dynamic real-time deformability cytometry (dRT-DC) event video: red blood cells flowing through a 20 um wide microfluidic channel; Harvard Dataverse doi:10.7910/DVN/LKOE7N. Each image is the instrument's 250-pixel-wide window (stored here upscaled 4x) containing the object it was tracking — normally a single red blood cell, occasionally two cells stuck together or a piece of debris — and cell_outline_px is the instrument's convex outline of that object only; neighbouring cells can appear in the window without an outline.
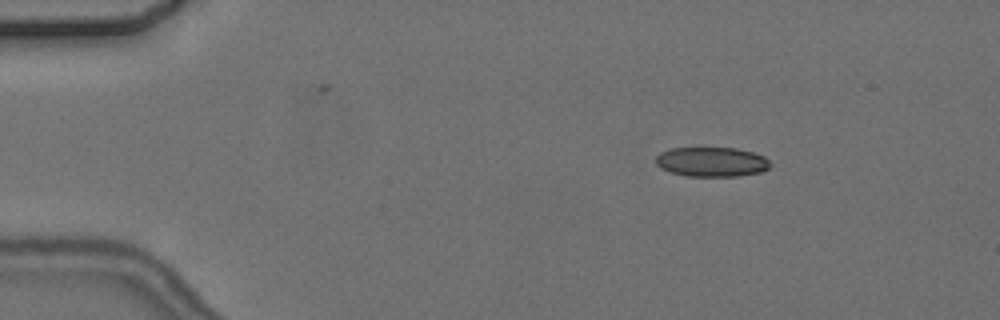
{"species": "common noctule bat (a hibernating species)", "species_latin": "Nyctalus noctula", "temperature_condition": "cold", "stored_images_in_passage": 5, "camera_frame_rate_fps": 3000, "um_per_image_px": 0.085, "animal": {"sex": "female", "body_mass_g": 24.6, "forearm_length_mm": 56.2}, "frame": {"image": 1, "passage_image": 3, "time_ms": 2.667, "image_size_px": [1000, 320], "cell_outline_px": [[772, 164], [768, 168], [760, 172], [740, 176], [684, 176], [660, 168], [656, 164], [656, 156], [660, 152], [672, 148], [736, 148], [752, 152], [764, 156]], "centroid_in_image_um": [60.49, 13.76], "position_along_channel_um": 24.5, "area_um2": 19.77}}